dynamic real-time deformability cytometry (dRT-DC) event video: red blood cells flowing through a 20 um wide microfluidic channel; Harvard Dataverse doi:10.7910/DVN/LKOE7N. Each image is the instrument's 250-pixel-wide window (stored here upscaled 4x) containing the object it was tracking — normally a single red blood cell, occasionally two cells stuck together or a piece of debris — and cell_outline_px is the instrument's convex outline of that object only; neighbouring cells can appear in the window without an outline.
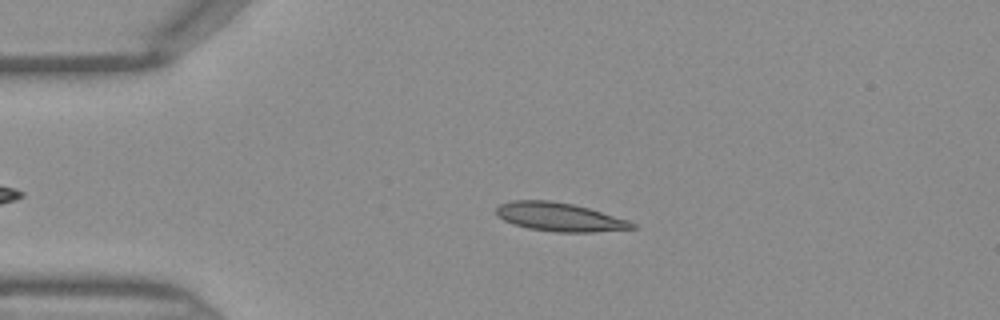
{"species": "Egyptian fruit bat (a non-hibernating species)", "species_latin": "Rousettus aegyptiacus", "temperature_condition": "warm", "stored_images_in_passage": 40, "camera_frame_rate_fps": 3000, "um_per_image_px": 0.085, "frame": {"image": 1, "passage_image": 9, "time_ms": 2.667, "image_size_px": [1000, 320], "cell_outline_px": [[636, 228], [592, 232], [556, 232], [528, 228], [512, 224], [496, 216], [496, 208], [500, 204], [512, 200], [548, 200], [572, 204], [588, 208], [628, 220], [636, 224]], "centroid_in_image_um": [47.52, 18.44], "position_along_channel_um": 37.5, "area_um2": 22.54}}
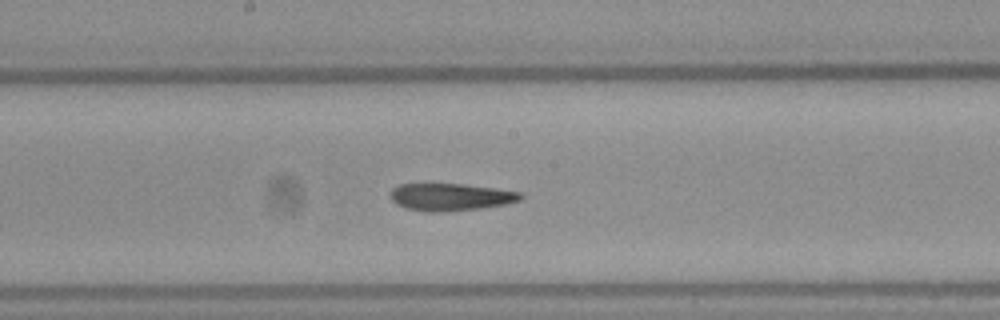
{"frame": {"image": 2, "passage_image": 23, "time_ms": 7.333, "image_size_px": [1000, 320], "cell_outline_px": [[524, 196], [520, 200], [504, 204], [480, 208], [444, 212], [428, 212], [404, 208], [396, 204], [392, 200], [392, 188], [400, 184], [464, 184], [496, 188], [520, 192]], "centroid_in_image_um": [38.3, 16.75], "position_along_channel_um": 209.9, "area_um2": 20.69}}
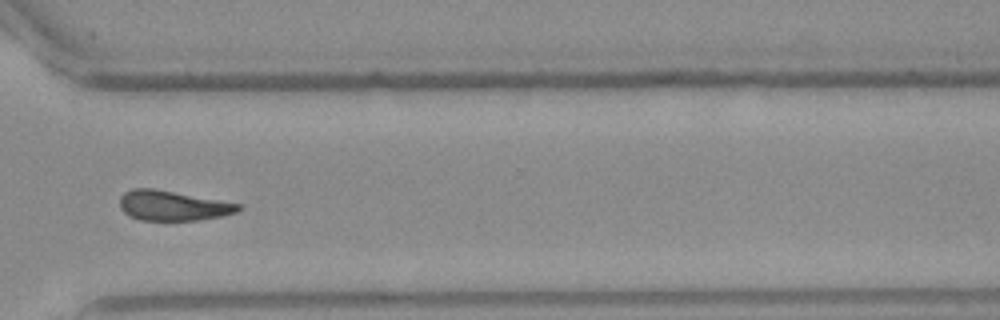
{"frame": {"image": 3, "passage_image": 33, "time_ms": 10.667, "image_size_px": [1000, 320], "cell_outline_px": [[244, 208], [236, 212], [220, 216], [200, 220], [140, 220], [128, 216], [120, 208], [120, 196], [124, 192], [132, 188], [156, 188], [240, 204]], "centroid_in_image_um": [14.65, 17.47], "position_along_channel_um": 355.9, "area_um2": 20.81}}